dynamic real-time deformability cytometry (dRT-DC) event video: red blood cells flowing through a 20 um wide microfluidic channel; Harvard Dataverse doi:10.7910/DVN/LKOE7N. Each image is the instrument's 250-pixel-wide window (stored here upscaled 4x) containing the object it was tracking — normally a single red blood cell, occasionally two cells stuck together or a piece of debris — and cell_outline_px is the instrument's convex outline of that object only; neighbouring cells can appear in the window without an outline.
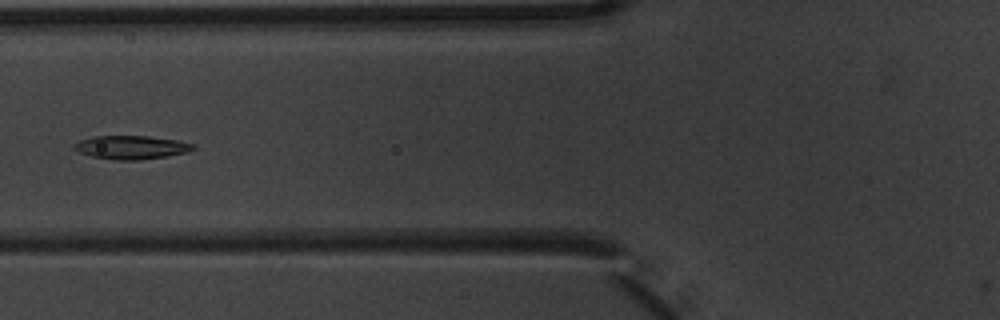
{"species": "common noctule bat (a hibernating species)", "species_latin": "Nyctalus noctula", "temperature_condition": "warm", "stored_images_in_passage": 6, "camera_frame_rate_fps": 3000, "um_per_image_px": 0.085, "animal": {"sex": "male", "body_mass_g": 20.1, "forearm_length_mm": 53.5}, "frame": {"image": 1, "passage_image": 6, "time_ms": 1.667, "image_size_px": [1000, 320], "cell_outline_px": [[196, 148], [188, 152], [140, 160], [112, 160], [92, 156], [80, 152], [72, 148], [72, 144], [80, 140], [92, 136], [148, 136], [176, 140], [196, 144]], "centroid_in_image_um": [11.14, 12.52], "position_along_channel_um": 114.7, "area_um2": 16.36}}